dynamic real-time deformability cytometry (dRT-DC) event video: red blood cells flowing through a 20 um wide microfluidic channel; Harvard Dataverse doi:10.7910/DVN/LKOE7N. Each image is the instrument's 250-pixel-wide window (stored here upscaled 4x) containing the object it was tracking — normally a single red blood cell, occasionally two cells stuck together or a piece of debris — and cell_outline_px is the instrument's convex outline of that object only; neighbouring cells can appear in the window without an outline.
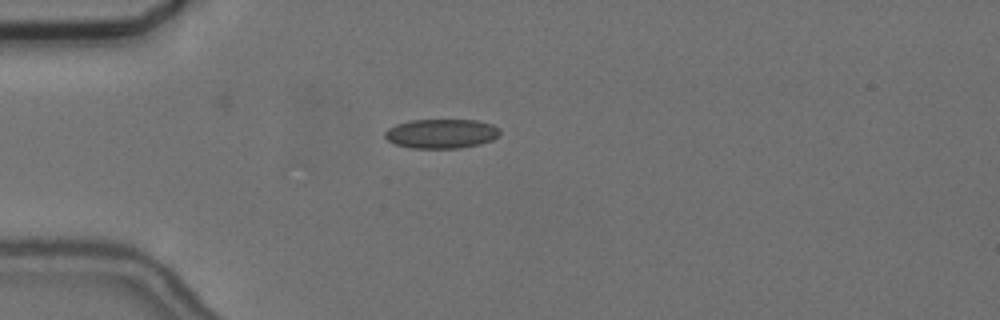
{"species": "common noctule bat (a hibernating species)", "species_latin": "Nyctalus noctula", "temperature_condition": "cold", "stored_images_in_passage": 43, "camera_frame_rate_fps": 3000, "um_per_image_px": 0.085, "animal": {"sex": "female", "body_mass_g": 24.6, "forearm_length_mm": 56.2}, "frame": {"image": 1, "passage_image": 1, "time_ms": 0.0, "image_size_px": [1000, 320], "cell_outline_px": [[500, 136], [492, 140], [480, 144], [460, 148], [412, 148], [396, 144], [388, 140], [384, 136], [384, 132], [388, 128], [396, 124], [412, 120], [476, 120], [492, 124], [500, 128]], "centroid_in_image_um": [37.54, 11.36], "position_along_channel_um": 47.5, "area_um2": 19.77}}
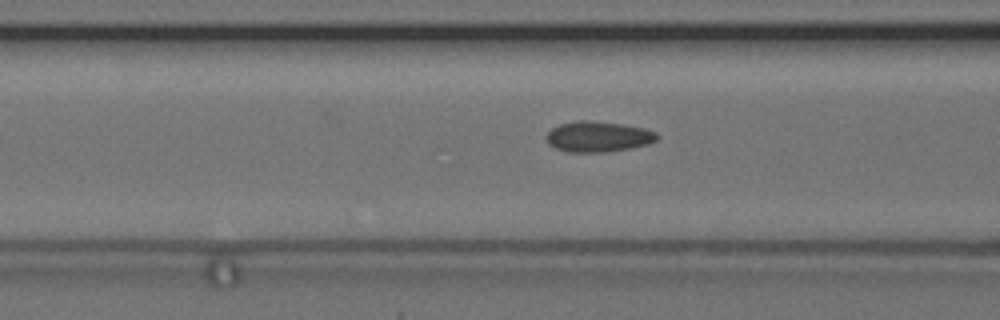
{"frame": {"image": 2, "passage_image": 8, "time_ms": 2.333, "image_size_px": [1000, 320], "cell_outline_px": [[660, 136], [656, 140], [648, 144], [628, 148], [604, 152], [568, 152], [556, 148], [548, 144], [548, 132], [552, 128], [560, 124], [580, 120], [588, 120], [624, 124], [644, 128], [656, 132]], "centroid_in_image_um": [50.86, 11.61], "position_along_channel_um": 115.7, "area_um2": 19.59}}
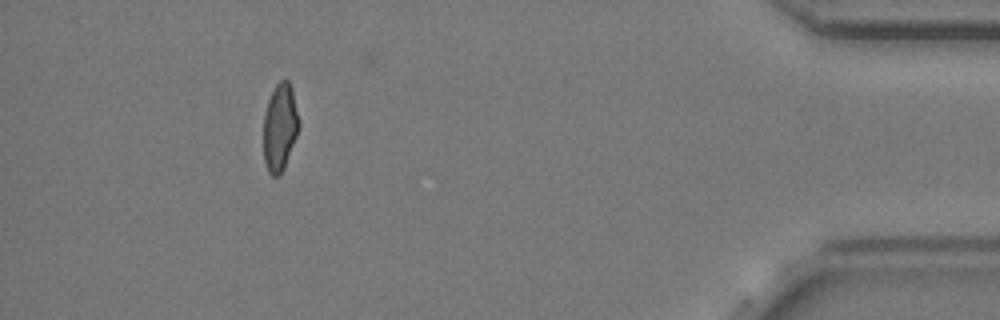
{"frame": {"image": 3, "passage_image": 37, "time_ms": 12.0, "image_size_px": [1000, 320], "cell_outline_px": [[300, 124], [296, 136], [284, 168], [280, 176], [272, 176], [268, 172], [264, 164], [264, 112], [268, 100], [276, 84], [280, 80], [288, 80], [292, 88], [300, 120]], "centroid_in_image_um": [23.79, 10.82], "position_along_channel_um": 411.4, "area_um2": 18.15}, "authors_computed_cell_mechanics": {"area_um2": 18.7272, "velocity_mm_per_s": 3.6681, "shape_relaxation_time_tau1_ms": null, "shape_relaxation_time_tau2_ms": 2.4682, "deformation_change_tau1": null, "deformation_change_tau2": 0.0863}}